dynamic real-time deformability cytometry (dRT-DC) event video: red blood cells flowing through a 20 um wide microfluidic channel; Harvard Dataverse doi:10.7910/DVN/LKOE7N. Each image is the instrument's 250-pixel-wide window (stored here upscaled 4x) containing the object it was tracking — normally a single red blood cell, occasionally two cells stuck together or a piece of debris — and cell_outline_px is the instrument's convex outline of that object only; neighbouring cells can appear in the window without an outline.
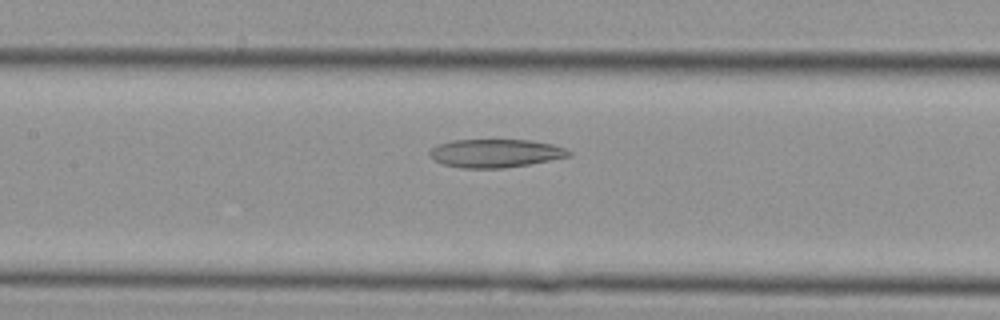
{"species": "Egyptian fruit bat (a non-hibernating species)", "species_latin": "Rousettus aegyptiacus", "temperature_condition": "cold", "stored_images_in_passage": 25, "camera_frame_rate_fps": 3000, "um_per_image_px": 0.085, "animal": {"sex": "female"}, "frame": {"image": 1, "passage_image": 13, "time_ms": 4.0, "image_size_px": [1000, 320], "cell_outline_px": [[572, 152], [568, 156], [528, 164], [504, 168], [460, 168], [444, 164], [436, 160], [428, 152], [432, 148], [440, 144], [452, 140], [532, 140], [552, 144], [564, 148]], "centroid_in_image_um": [42.11, 13.02], "position_along_channel_um": 165.3, "area_um2": 22.6}}
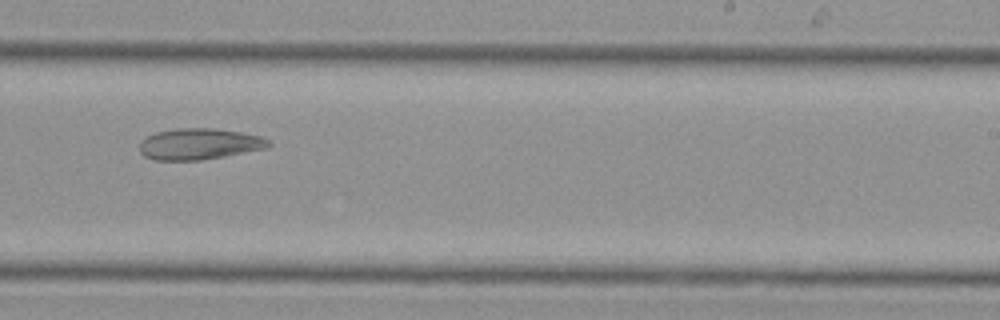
{"frame": {"image": 2, "passage_image": 18, "time_ms": 5.667, "image_size_px": [1000, 320], "cell_outline_px": [[272, 144], [268, 148], [224, 156], [200, 160], [156, 160], [144, 156], [140, 152], [140, 140], [156, 132], [176, 128], [216, 128], [240, 132], [260, 136], [268, 140]], "centroid_in_image_um": [16.93, 12.23], "position_along_channel_um": 272.1, "area_um2": 23.47}}
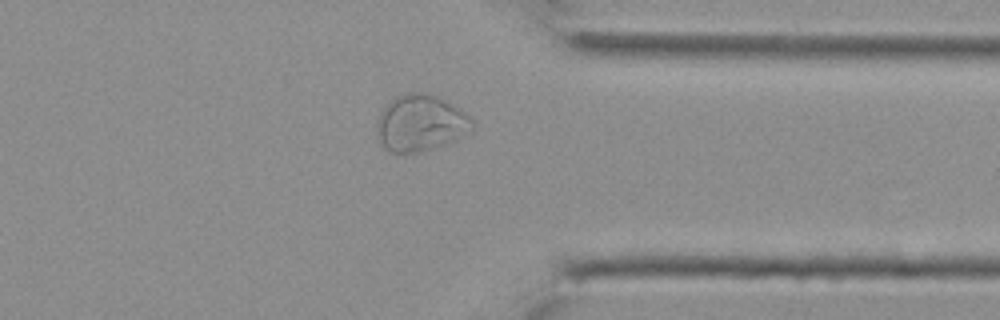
{"frame": {"image": 3, "passage_image": 23, "time_ms": 7.333, "image_size_px": [1000, 320], "cell_outline_px": [[472, 128], [452, 140], [416, 152], [392, 152], [384, 148], [380, 140], [376, 124], [380, 112], [396, 96], [412, 92], [424, 92], [440, 96], [464, 112], [472, 120]], "centroid_in_image_um": [35.7, 10.41], "position_along_channel_um": 375.7, "area_um2": 30.46}}